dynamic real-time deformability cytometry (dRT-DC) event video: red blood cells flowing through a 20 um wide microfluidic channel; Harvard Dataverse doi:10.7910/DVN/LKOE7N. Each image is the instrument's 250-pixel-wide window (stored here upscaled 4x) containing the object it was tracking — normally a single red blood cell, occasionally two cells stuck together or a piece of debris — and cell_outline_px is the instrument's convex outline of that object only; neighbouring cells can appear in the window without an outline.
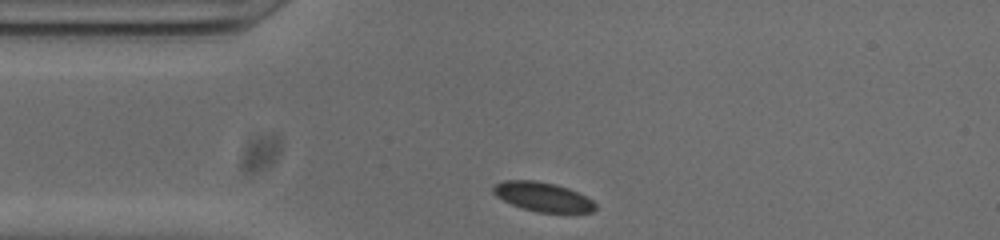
{"species": "common noctule bat (a hibernating species)", "species_latin": "Nyctalus noctula", "temperature_condition": "cold", "stored_images_in_passage": 31, "camera_frame_rate_fps": 3000, "um_per_image_px": 0.085, "animal": {"sex": "male", "body_mass_g": 20.0, "forearm_length_mm": 53.3}, "frame": {"image": 1, "passage_image": 1, "time_ms": 0.0, "image_size_px": [1000, 240], "cell_outline_px": [[596, 208], [592, 212], [536, 212], [520, 208], [496, 196], [492, 192], [492, 188], [496, 184], [504, 180], [532, 180], [556, 184], [568, 188], [592, 200], [596, 204]], "centroid_in_image_um": [46.11, 16.73], "position_along_channel_um": 38.9, "area_um2": 17.28}}
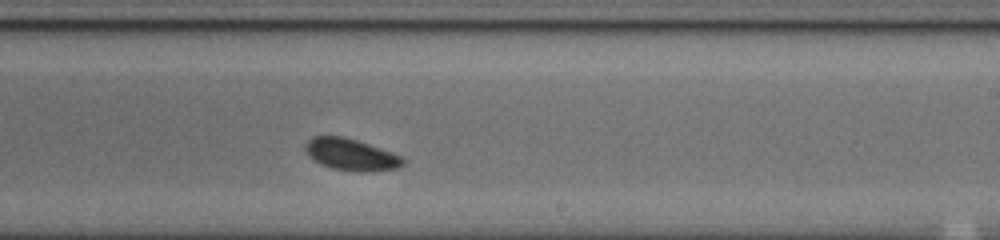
{"frame": {"image": 2, "passage_image": 20, "time_ms": 6.333, "image_size_px": [1000, 240], "cell_outline_px": [[404, 164], [396, 168], [364, 172], [356, 172], [332, 168], [320, 164], [308, 156], [304, 148], [304, 144], [312, 136], [344, 136], [392, 152], [400, 156], [404, 160]], "centroid_in_image_um": [29.78, 13.13], "position_along_channel_um": 259.2, "area_um2": 18.03}}
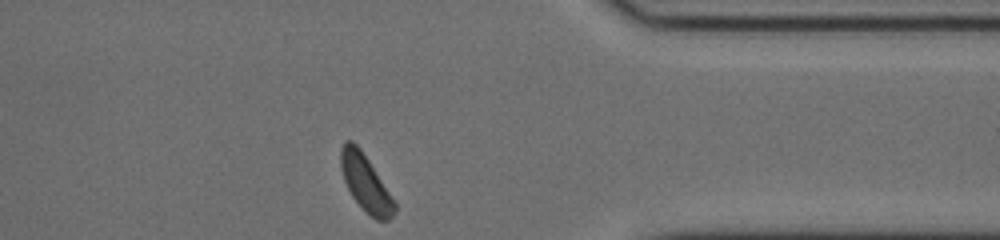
{"frame": {"image": 3, "passage_image": 31, "time_ms": 10.0, "image_size_px": [1000, 240], "cell_outline_px": [[396, 212], [388, 220], [376, 220], [352, 196], [344, 180], [340, 168], [340, 148], [344, 140], [352, 140], [360, 148], [368, 160], [396, 204]], "centroid_in_image_um": [31.04, 15.51], "position_along_channel_um": 380.4, "area_um2": 17.22}}